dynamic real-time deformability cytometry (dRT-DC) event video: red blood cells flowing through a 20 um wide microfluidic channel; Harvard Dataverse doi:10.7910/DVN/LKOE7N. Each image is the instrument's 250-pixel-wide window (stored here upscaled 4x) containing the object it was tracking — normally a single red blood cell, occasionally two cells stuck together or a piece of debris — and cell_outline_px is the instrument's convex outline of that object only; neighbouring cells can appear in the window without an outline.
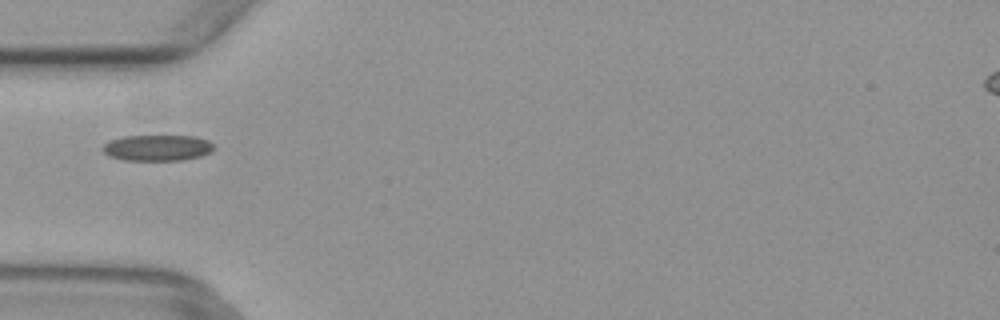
{"species": "common noctule bat (a hibernating species)", "species_latin": "Nyctalus noctula", "temperature_condition": "warm", "stored_images_in_passage": 5, "camera_frame_rate_fps": 3000, "um_per_image_px": 0.085, "animal": {"sex": "female", "body_mass_g": 29.2, "forearm_length_mm": 56.3}, "frame": {"image": 1, "passage_image": 4, "time_ms": 1.0, "image_size_px": [1000, 320], "cell_outline_px": [[216, 148], [212, 152], [200, 156], [184, 160], [124, 160], [108, 156], [100, 148], [104, 144], [112, 140], [124, 136], [196, 136], [208, 140], [216, 144]], "centroid_in_image_um": [13.43, 12.56], "position_along_channel_um": 71.6, "area_um2": 17.05}}
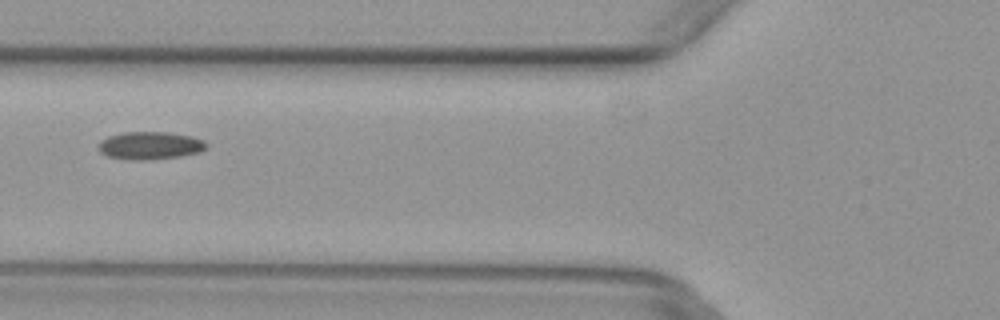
{"frame": {"image": 2, "passage_image": 5, "time_ms": 1.333, "image_size_px": [1000, 320], "cell_outline_px": [[208, 148], [200, 152], [180, 156], [144, 160], [128, 160], [108, 156], [100, 152], [100, 140], [108, 136], [124, 132], [168, 132], [192, 136], [204, 140], [208, 144]], "centroid_in_image_um": [12.79, 12.36], "position_along_channel_um": 113.0, "area_um2": 17.51}}